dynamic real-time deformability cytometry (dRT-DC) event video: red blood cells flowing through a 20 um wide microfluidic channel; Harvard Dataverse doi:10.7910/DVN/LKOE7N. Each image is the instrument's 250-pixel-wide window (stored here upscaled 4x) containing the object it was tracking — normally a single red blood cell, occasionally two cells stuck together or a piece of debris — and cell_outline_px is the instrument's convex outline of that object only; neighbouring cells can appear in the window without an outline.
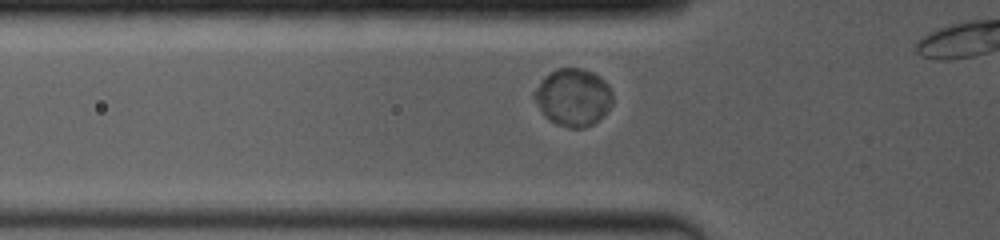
{"species": "common noctule bat (a hibernating species)", "species_latin": "Nyctalus noctula", "temperature_condition": "room temperature", "stored_images_in_passage": 21, "camera_frame_rate_fps": 4000, "um_per_image_px": 0.085, "animal": {"sex": "female", "body_mass_g": 19.0, "forearm_length_mm": 53.3}, "frame": {"image": 1, "passage_image": 2, "time_ms": 0.25, "image_size_px": [1000, 240], "cell_outline_px": [[612, 104], [592, 124], [584, 128], [568, 128], [556, 124], [548, 120], [544, 116], [532, 96], [532, 92], [544, 76], [560, 68], [580, 68], [592, 72], [600, 76], [608, 84], [612, 92]], "centroid_in_image_um": [48.68, 8.27], "position_along_channel_um": 77.1, "area_um2": 26.18}}
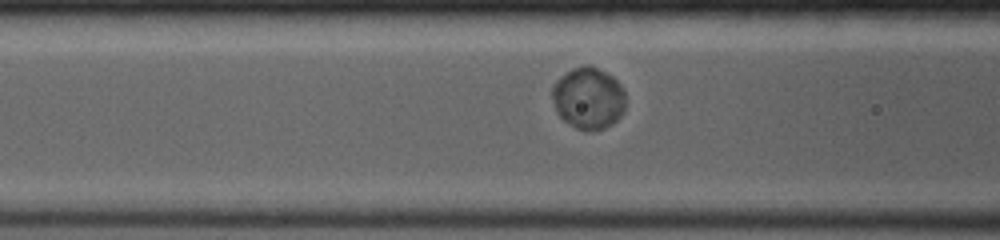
{"frame": {"image": 2, "passage_image": 9, "time_ms": 1.25, "image_size_px": [1000, 240], "cell_outline_px": [[624, 112], [612, 124], [604, 128], [576, 128], [564, 120], [556, 112], [552, 96], [552, 88], [556, 80], [560, 76], [572, 68], [588, 64], [612, 76], [620, 84], [624, 92]], "centroid_in_image_um": [50.0, 8.31], "position_along_channel_um": 116.6, "area_um2": 26.01}}
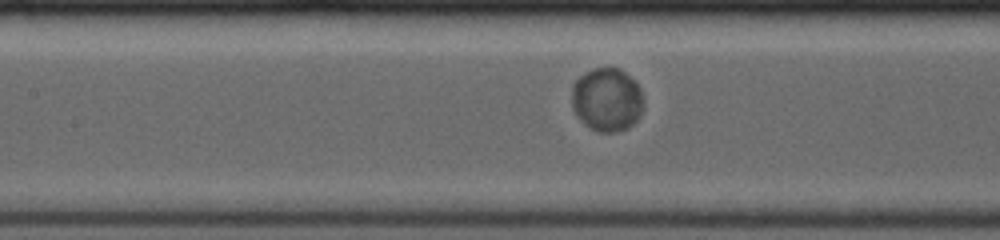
{"frame": {"image": 3, "passage_image": 15, "time_ms": 2.25, "image_size_px": [1000, 240], "cell_outline_px": [[644, 104], [640, 116], [628, 128], [616, 132], [600, 132], [588, 128], [576, 116], [572, 108], [572, 84], [580, 76], [596, 68], [616, 68], [624, 72], [640, 88]], "centroid_in_image_um": [51.57, 8.51], "position_along_channel_um": 155.8, "area_um2": 26.53}}